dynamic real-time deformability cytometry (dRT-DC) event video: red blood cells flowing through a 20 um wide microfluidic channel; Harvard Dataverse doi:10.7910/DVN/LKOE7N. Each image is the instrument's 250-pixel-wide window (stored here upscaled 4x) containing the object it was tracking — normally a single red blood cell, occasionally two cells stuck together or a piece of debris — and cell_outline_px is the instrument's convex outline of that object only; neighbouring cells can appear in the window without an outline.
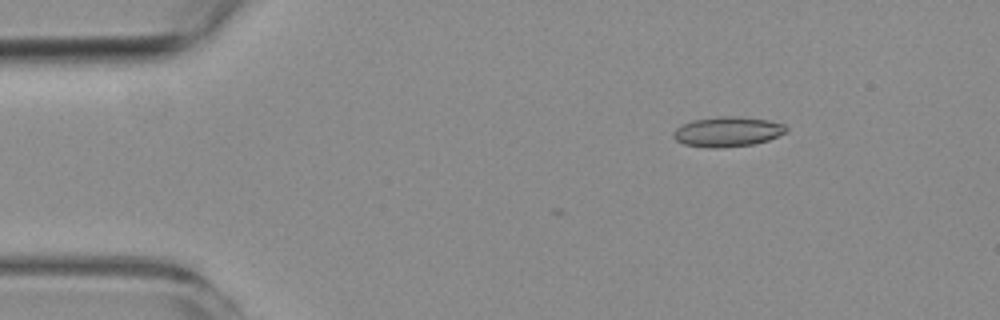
{"species": "common noctule bat (a hibernating species)", "species_latin": "Nyctalus noctula", "temperature_condition": "room temperature", "stored_images_in_passage": 7, "camera_frame_rate_fps": 3000, "um_per_image_px": 0.085, "animal": {"sex": "female", "body_mass_g": 19.3, "forearm_length_mm": 54.1}, "frame": {"image": 1, "passage_image": 3, "time_ms": 2.333, "image_size_px": [1000, 320], "cell_outline_px": [[788, 128], [784, 132], [768, 140], [752, 144], [716, 148], [712, 148], [684, 144], [676, 140], [672, 136], [672, 132], [676, 128], [684, 124], [696, 120], [724, 116], [736, 116], [768, 120], [784, 124]], "centroid_in_image_um": [61.83, 11.19], "position_along_channel_um": 23.2, "area_um2": 19.31}}
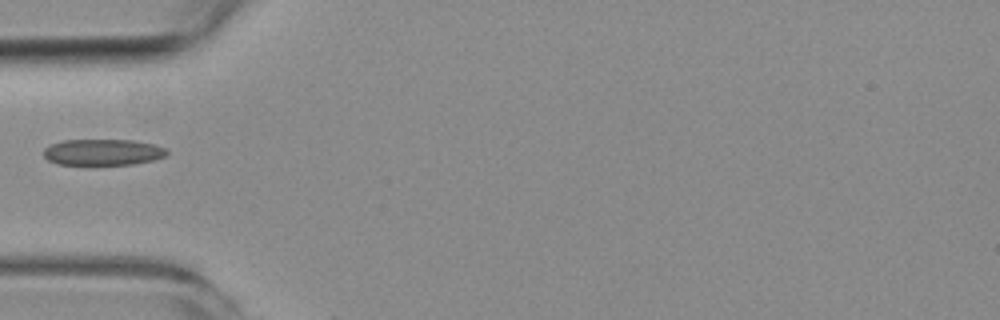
{"frame": {"image": 2, "passage_image": 6, "time_ms": 5.667, "image_size_px": [1000, 320], "cell_outline_px": [[168, 152], [164, 156], [152, 160], [132, 164], [96, 168], [56, 164], [48, 160], [44, 156], [44, 148], [52, 144], [64, 140], [132, 140], [156, 144], [164, 148]], "centroid_in_image_um": [8.69, 12.99], "position_along_channel_um": 76.3, "area_um2": 19.71}}